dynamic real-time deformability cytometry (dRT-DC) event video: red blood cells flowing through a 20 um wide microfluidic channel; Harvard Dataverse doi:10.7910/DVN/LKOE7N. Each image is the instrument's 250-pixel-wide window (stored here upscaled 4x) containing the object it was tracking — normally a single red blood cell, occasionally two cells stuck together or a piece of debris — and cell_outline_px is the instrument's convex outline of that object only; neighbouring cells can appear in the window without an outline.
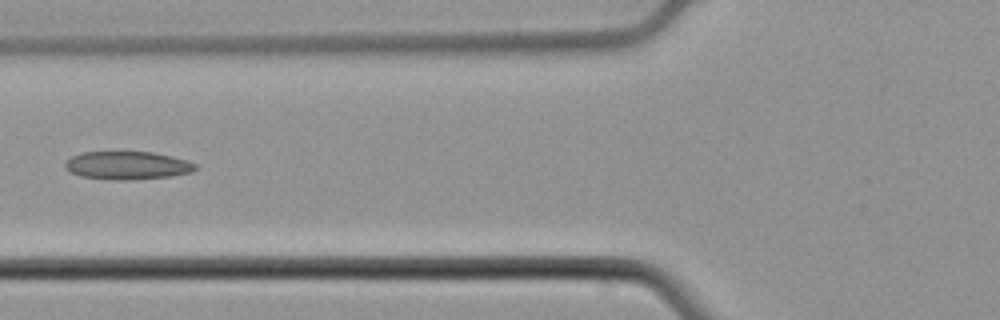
{"species": "common noctule bat (a hibernating species)", "species_latin": "Nyctalus noctula", "temperature_condition": "cold", "stored_images_in_passage": 6, "camera_frame_rate_fps": 3000, "um_per_image_px": 0.085, "animal": {"sex": "male", "body_mass_g": 21.5, "forearm_length_mm": 52.0}, "frame": {"image": 1, "passage_image": 6, "time_ms": 1.667, "image_size_px": [1000, 320], "cell_outline_px": [[196, 168], [192, 172], [172, 176], [128, 180], [116, 180], [80, 176], [64, 168], [64, 160], [80, 152], [152, 152], [172, 156], [188, 160], [196, 164]], "centroid_in_image_um": [10.81, 14.05], "position_along_channel_um": 115.0, "area_um2": 21.44}}